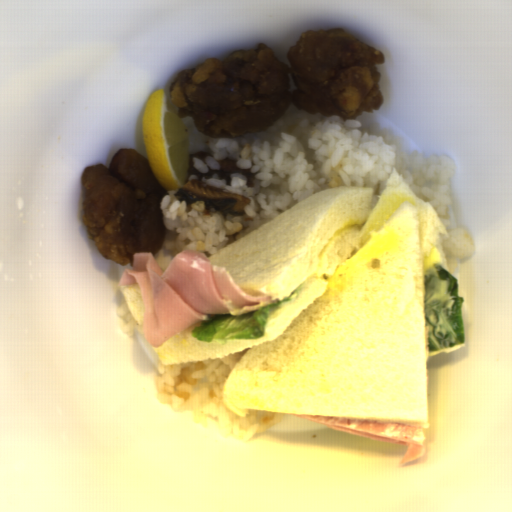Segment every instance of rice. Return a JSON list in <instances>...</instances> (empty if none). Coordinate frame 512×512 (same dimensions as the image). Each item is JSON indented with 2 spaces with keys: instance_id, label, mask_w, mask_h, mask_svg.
I'll return each instance as SVG.
<instances>
[{
  "instance_id": "4",
  "label": "rice",
  "mask_w": 512,
  "mask_h": 512,
  "mask_svg": "<svg viewBox=\"0 0 512 512\" xmlns=\"http://www.w3.org/2000/svg\"><path fill=\"white\" fill-rule=\"evenodd\" d=\"M194 179H197V177L193 174V175H190L189 172H188V177L185 181H188V180H194Z\"/></svg>"
},
{
  "instance_id": "1",
  "label": "rice",
  "mask_w": 512,
  "mask_h": 512,
  "mask_svg": "<svg viewBox=\"0 0 512 512\" xmlns=\"http://www.w3.org/2000/svg\"><path fill=\"white\" fill-rule=\"evenodd\" d=\"M207 151L213 156L204 162L192 158V166L201 173L219 170L223 159H235L237 167L255 173V184L247 186V179L238 172L230 174V185L217 174L203 178V184L245 196L249 203L244 215L224 216L204 202L188 205L177 200L180 187L166 190L159 203L165 239L154 255L163 271L185 249L209 258L322 190L364 186L372 190L375 207L394 170L441 220L447 271L453 275L457 260L474 255L471 233L460 227L450 229L455 160L445 153H408L393 129L369 127L357 118L344 121L338 114H309L291 103L265 131L235 138L209 136L203 152Z\"/></svg>"
},
{
  "instance_id": "3",
  "label": "rice",
  "mask_w": 512,
  "mask_h": 512,
  "mask_svg": "<svg viewBox=\"0 0 512 512\" xmlns=\"http://www.w3.org/2000/svg\"><path fill=\"white\" fill-rule=\"evenodd\" d=\"M115 317L126 336H133L137 330V320L124 300L114 311Z\"/></svg>"
},
{
  "instance_id": "2",
  "label": "rice",
  "mask_w": 512,
  "mask_h": 512,
  "mask_svg": "<svg viewBox=\"0 0 512 512\" xmlns=\"http://www.w3.org/2000/svg\"><path fill=\"white\" fill-rule=\"evenodd\" d=\"M246 350L216 359L165 365L159 359L153 386L161 400L174 411L187 412L193 422L219 435L249 442L278 424L288 413L247 410L240 417L223 401V388Z\"/></svg>"
}]
</instances>
